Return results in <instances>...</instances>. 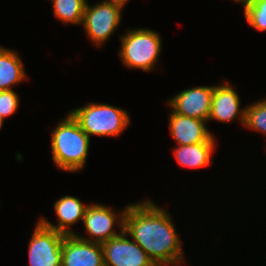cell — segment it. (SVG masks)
Instances as JSON below:
<instances>
[{"label": "cell", "mask_w": 266, "mask_h": 266, "mask_svg": "<svg viewBox=\"0 0 266 266\" xmlns=\"http://www.w3.org/2000/svg\"><path fill=\"white\" fill-rule=\"evenodd\" d=\"M170 215L152 201L128 205L123 230L140 245L156 266L175 265L184 261L180 237Z\"/></svg>", "instance_id": "6da1fadb"}, {"label": "cell", "mask_w": 266, "mask_h": 266, "mask_svg": "<svg viewBox=\"0 0 266 266\" xmlns=\"http://www.w3.org/2000/svg\"><path fill=\"white\" fill-rule=\"evenodd\" d=\"M66 116L52 132V158L59 169L74 172L84 168L90 137L70 113Z\"/></svg>", "instance_id": "7a4b0ae2"}, {"label": "cell", "mask_w": 266, "mask_h": 266, "mask_svg": "<svg viewBox=\"0 0 266 266\" xmlns=\"http://www.w3.org/2000/svg\"><path fill=\"white\" fill-rule=\"evenodd\" d=\"M70 114L89 137L118 136L130 123L125 110L104 103H91L74 109Z\"/></svg>", "instance_id": "3957f363"}, {"label": "cell", "mask_w": 266, "mask_h": 266, "mask_svg": "<svg viewBox=\"0 0 266 266\" xmlns=\"http://www.w3.org/2000/svg\"><path fill=\"white\" fill-rule=\"evenodd\" d=\"M119 56L129 68L150 71L161 51V38L151 29H132L121 36Z\"/></svg>", "instance_id": "277c9868"}, {"label": "cell", "mask_w": 266, "mask_h": 266, "mask_svg": "<svg viewBox=\"0 0 266 266\" xmlns=\"http://www.w3.org/2000/svg\"><path fill=\"white\" fill-rule=\"evenodd\" d=\"M122 7L105 1L94 6L86 4L82 24L96 46L102 45L114 33L121 20Z\"/></svg>", "instance_id": "5b68a950"}, {"label": "cell", "mask_w": 266, "mask_h": 266, "mask_svg": "<svg viewBox=\"0 0 266 266\" xmlns=\"http://www.w3.org/2000/svg\"><path fill=\"white\" fill-rule=\"evenodd\" d=\"M64 237L38 220L28 246L30 266H61Z\"/></svg>", "instance_id": "8992f818"}, {"label": "cell", "mask_w": 266, "mask_h": 266, "mask_svg": "<svg viewBox=\"0 0 266 266\" xmlns=\"http://www.w3.org/2000/svg\"><path fill=\"white\" fill-rule=\"evenodd\" d=\"M120 231L101 244L104 266H156L140 245L130 241L124 230Z\"/></svg>", "instance_id": "52a82bcc"}, {"label": "cell", "mask_w": 266, "mask_h": 266, "mask_svg": "<svg viewBox=\"0 0 266 266\" xmlns=\"http://www.w3.org/2000/svg\"><path fill=\"white\" fill-rule=\"evenodd\" d=\"M125 209L126 208H124L120 214L121 216L117 217L116 212L112 211L111 207L98 203L88 205L84 214L83 223L90 236L89 238H84L76 233L75 235L83 240L99 244L106 242L112 237L118 236L119 233L115 232L113 227L115 223L117 224L120 221L118 225L120 224L119 228L123 230Z\"/></svg>", "instance_id": "ba28073f"}, {"label": "cell", "mask_w": 266, "mask_h": 266, "mask_svg": "<svg viewBox=\"0 0 266 266\" xmlns=\"http://www.w3.org/2000/svg\"><path fill=\"white\" fill-rule=\"evenodd\" d=\"M212 94L213 86H198L181 91L168 102L175 113L208 122Z\"/></svg>", "instance_id": "9c48e42d"}, {"label": "cell", "mask_w": 266, "mask_h": 266, "mask_svg": "<svg viewBox=\"0 0 266 266\" xmlns=\"http://www.w3.org/2000/svg\"><path fill=\"white\" fill-rule=\"evenodd\" d=\"M61 266H104L101 244L65 235L62 241Z\"/></svg>", "instance_id": "30bf717a"}, {"label": "cell", "mask_w": 266, "mask_h": 266, "mask_svg": "<svg viewBox=\"0 0 266 266\" xmlns=\"http://www.w3.org/2000/svg\"><path fill=\"white\" fill-rule=\"evenodd\" d=\"M206 121L175 113L169 117V127L172 137L178 145L199 143H215V139L205 126Z\"/></svg>", "instance_id": "8fae6325"}, {"label": "cell", "mask_w": 266, "mask_h": 266, "mask_svg": "<svg viewBox=\"0 0 266 266\" xmlns=\"http://www.w3.org/2000/svg\"><path fill=\"white\" fill-rule=\"evenodd\" d=\"M223 83L220 86H213L208 120L231 122L239 115L240 122L244 125L246 109H240L239 96L232 86L226 82Z\"/></svg>", "instance_id": "7c38bea8"}, {"label": "cell", "mask_w": 266, "mask_h": 266, "mask_svg": "<svg viewBox=\"0 0 266 266\" xmlns=\"http://www.w3.org/2000/svg\"><path fill=\"white\" fill-rule=\"evenodd\" d=\"M87 207L88 205H83L78 198L67 195L59 198L54 204V210L59 220L57 225H53L44 218L40 219L39 221L44 226L65 235L75 234V232L71 231L69 227L79 220L83 221Z\"/></svg>", "instance_id": "4fadbf2b"}, {"label": "cell", "mask_w": 266, "mask_h": 266, "mask_svg": "<svg viewBox=\"0 0 266 266\" xmlns=\"http://www.w3.org/2000/svg\"><path fill=\"white\" fill-rule=\"evenodd\" d=\"M215 146V143L178 145L174 149V156L183 167L196 169L206 167L210 164Z\"/></svg>", "instance_id": "5bb4252c"}, {"label": "cell", "mask_w": 266, "mask_h": 266, "mask_svg": "<svg viewBox=\"0 0 266 266\" xmlns=\"http://www.w3.org/2000/svg\"><path fill=\"white\" fill-rule=\"evenodd\" d=\"M26 78L19 55L0 46V91L11 90V86Z\"/></svg>", "instance_id": "9a60e30c"}, {"label": "cell", "mask_w": 266, "mask_h": 266, "mask_svg": "<svg viewBox=\"0 0 266 266\" xmlns=\"http://www.w3.org/2000/svg\"><path fill=\"white\" fill-rule=\"evenodd\" d=\"M55 17L64 23L82 24L87 0H51Z\"/></svg>", "instance_id": "2e32d148"}, {"label": "cell", "mask_w": 266, "mask_h": 266, "mask_svg": "<svg viewBox=\"0 0 266 266\" xmlns=\"http://www.w3.org/2000/svg\"><path fill=\"white\" fill-rule=\"evenodd\" d=\"M245 123L247 128L261 131L266 134V99L256 101L246 108Z\"/></svg>", "instance_id": "e0dca14e"}, {"label": "cell", "mask_w": 266, "mask_h": 266, "mask_svg": "<svg viewBox=\"0 0 266 266\" xmlns=\"http://www.w3.org/2000/svg\"><path fill=\"white\" fill-rule=\"evenodd\" d=\"M244 15L253 28L266 31V0H253L244 9Z\"/></svg>", "instance_id": "ac0fdd59"}, {"label": "cell", "mask_w": 266, "mask_h": 266, "mask_svg": "<svg viewBox=\"0 0 266 266\" xmlns=\"http://www.w3.org/2000/svg\"><path fill=\"white\" fill-rule=\"evenodd\" d=\"M18 105L19 98L13 89L0 91V120L3 122L4 118L14 114Z\"/></svg>", "instance_id": "d6986e66"}, {"label": "cell", "mask_w": 266, "mask_h": 266, "mask_svg": "<svg viewBox=\"0 0 266 266\" xmlns=\"http://www.w3.org/2000/svg\"><path fill=\"white\" fill-rule=\"evenodd\" d=\"M104 1L108 3L116 4L118 6H121L122 8L128 2V0H104Z\"/></svg>", "instance_id": "ffe728a7"}, {"label": "cell", "mask_w": 266, "mask_h": 266, "mask_svg": "<svg viewBox=\"0 0 266 266\" xmlns=\"http://www.w3.org/2000/svg\"><path fill=\"white\" fill-rule=\"evenodd\" d=\"M236 2H241L243 3L244 9L253 1V0H235Z\"/></svg>", "instance_id": "44dd1931"}, {"label": "cell", "mask_w": 266, "mask_h": 266, "mask_svg": "<svg viewBox=\"0 0 266 266\" xmlns=\"http://www.w3.org/2000/svg\"><path fill=\"white\" fill-rule=\"evenodd\" d=\"M2 124H3V122L0 120V129H1V127H2Z\"/></svg>", "instance_id": "7402d4cb"}]
</instances>
